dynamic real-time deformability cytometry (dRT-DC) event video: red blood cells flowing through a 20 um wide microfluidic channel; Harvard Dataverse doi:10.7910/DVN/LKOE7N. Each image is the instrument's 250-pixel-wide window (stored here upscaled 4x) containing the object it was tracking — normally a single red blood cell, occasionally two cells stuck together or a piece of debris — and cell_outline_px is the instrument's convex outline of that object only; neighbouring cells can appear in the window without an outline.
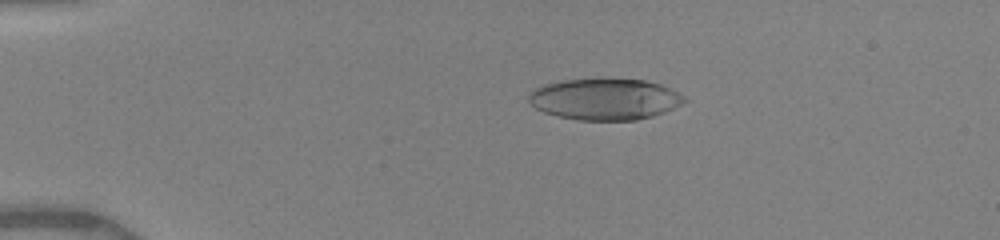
{"species": "human", "species_latin": "Homo sapiens", "temperature_condition": "warm", "stored_images_in_passage": 5, "camera_frame_rate_fps": 3000, "um_per_image_px": 0.085, "donor": {"sex": "female"}, "frame": {"image": 1, "passage_image": 3, "time_ms": 2.0, "image_size_px": [1000, 240], "cell_outline_px": [[688, 100], [664, 112], [652, 116], [636, 120], [576, 120], [556, 116], [544, 112], [536, 108], [528, 100], [528, 96], [536, 88], [544, 84], [560, 80], [596, 76], [604, 76], [644, 80], [660, 84], [684, 96]], "centroid_in_image_um": [51.38, 8.39], "position_along_channel_um": 33.6, "area_um2": 38.32}}